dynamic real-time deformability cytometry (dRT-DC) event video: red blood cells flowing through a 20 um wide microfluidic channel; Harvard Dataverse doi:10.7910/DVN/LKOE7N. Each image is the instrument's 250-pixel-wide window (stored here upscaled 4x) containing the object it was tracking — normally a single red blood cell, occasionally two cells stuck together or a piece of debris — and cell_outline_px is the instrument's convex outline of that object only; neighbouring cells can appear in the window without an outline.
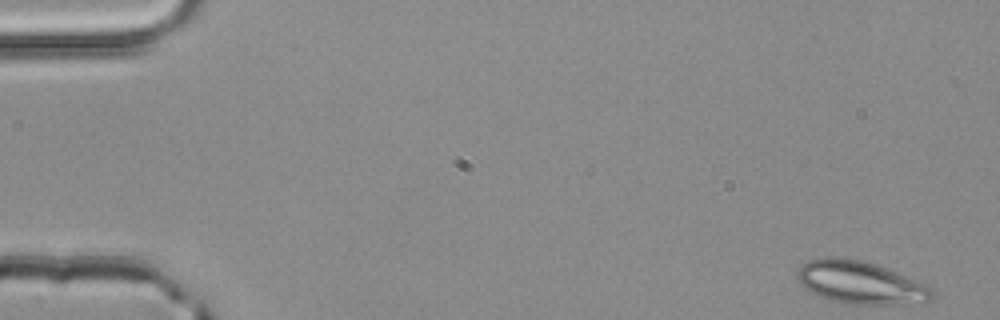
{"species": "common noctule bat (a hibernating species)", "species_latin": "Nyctalus noctula", "temperature_condition": "room temperature", "stored_images_in_passage": 51, "camera_frame_rate_fps": 3000, "um_per_image_px": 0.085, "animal": {"sex": "male", "body_mass_g": 20.4}, "frame": {"image": 1, "passage_image": 1, "time_ms": 0.0, "image_size_px": [1000, 320], "cell_outline_px": [[936, 296], [932, 300], [896, 304], [844, 304], [816, 296], [804, 288], [800, 284], [796, 276], [796, 272], [800, 264], [808, 260], [828, 256], [840, 256], [860, 260], [876, 264], [888, 268], [928, 284], [932, 288]], "centroid_in_image_um": [73.1, 24.0], "position_along_channel_um": 11.9, "area_um2": 34.28}}
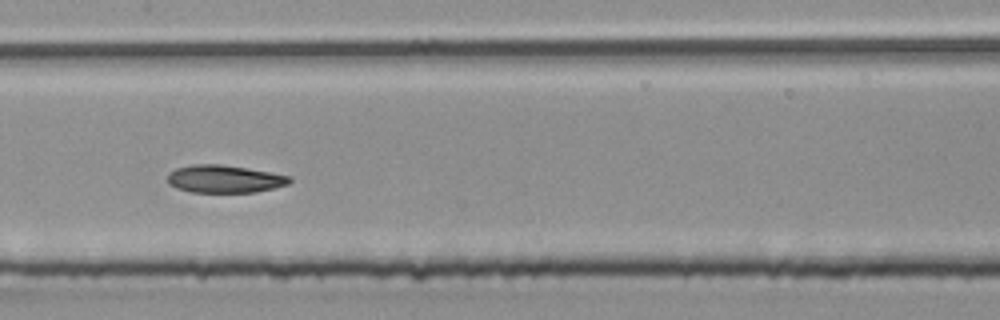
{"frame": {"image": 2, "passage_image": 25, "time_ms": 8.0, "image_size_px": [1000, 320], "cell_outline_px": [[292, 180], [288, 184], [256, 192], [188, 192], [176, 188], [168, 184], [168, 172], [176, 168], [192, 164], [220, 164], [272, 172], [292, 176]], "centroid_in_image_um": [19.06, 15.21], "position_along_channel_um": 188.3, "area_um2": 19.83}}
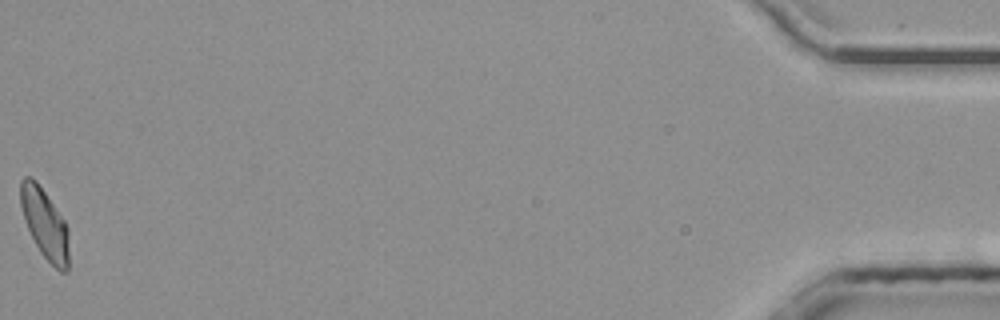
{"frame": {"image": 3, "passage_image": 51, "time_ms": 16.667, "image_size_px": [1000, 320], "cell_outline_px": [[68, 272], [60, 272], [40, 252], [24, 220], [20, 204], [20, 180], [24, 176], [32, 176], [36, 180], [64, 220], [68, 228]], "centroid_in_image_um": [3.79, 18.99], "position_along_channel_um": 431.4, "area_um2": 19.59}, "authors_computed_cell_mechanics": {"area_um2": 20.3456, "velocity_mm_per_s": 4.0218, "shape_relaxation_time_tau1_ms": 3.5886, "shape_relaxation_time_tau2_ms": 3.9164, "deformation_change_tau1": 0.1352, "deformation_change_tau2": 0.0966}}